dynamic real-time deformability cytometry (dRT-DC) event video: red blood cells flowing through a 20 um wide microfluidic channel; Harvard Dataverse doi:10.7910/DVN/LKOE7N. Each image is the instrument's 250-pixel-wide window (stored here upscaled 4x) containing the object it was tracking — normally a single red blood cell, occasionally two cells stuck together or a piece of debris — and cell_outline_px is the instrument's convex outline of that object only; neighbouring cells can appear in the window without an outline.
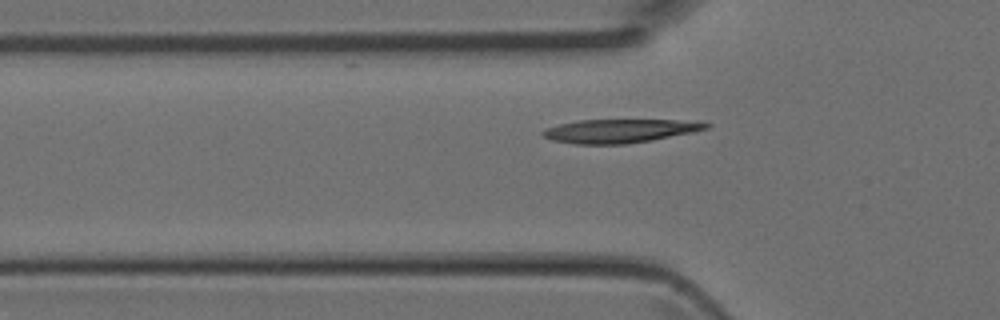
{"species": "Egyptian fruit bat (a non-hibernating species)", "species_latin": "Rousettus aegyptiacus", "temperature_condition": "room temperature", "stored_images_in_passage": 33, "camera_frame_rate_fps": 3000, "um_per_image_px": 0.085, "animal": {"sex": "female"}, "frame": {"image": 1, "passage_image": 4, "time_ms": 1.0, "image_size_px": [1000, 320], "cell_outline_px": [[712, 124], [708, 128], [692, 132], [652, 140], [628, 144], [572, 144], [552, 140], [544, 136], [540, 132], [544, 128], [560, 124], [580, 120], [700, 120]], "centroid_in_image_um": [52.71, 11.12], "position_along_channel_um": 73.1, "area_um2": 22.66}}
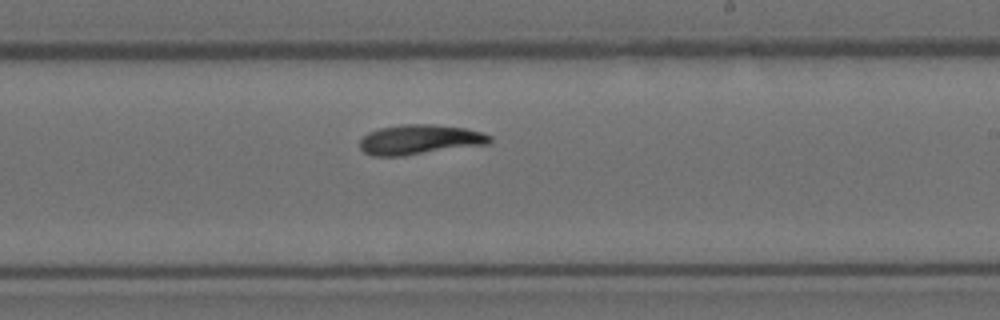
{"frame": {"image": 2, "passage_image": 16, "time_ms": 5.0, "image_size_px": [1000, 320], "cell_outline_px": [[492, 140], [488, 144], [404, 156], [372, 156], [364, 152], [360, 148], [360, 140], [368, 132], [380, 128], [400, 124], [432, 124], [464, 128], [480, 132], [492, 136]], "centroid_in_image_um": [35.66, 11.87], "position_along_channel_um": 253.3, "area_um2": 22.66}}
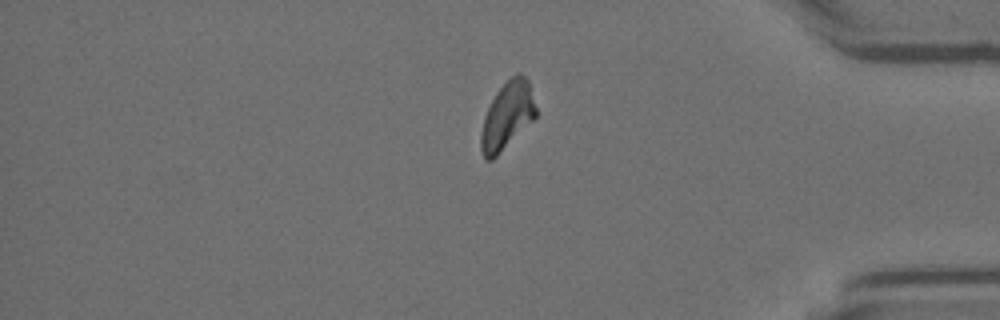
{"frame": {"image": 3, "passage_image": 27, "time_ms": 8.667, "image_size_px": [1000, 320], "cell_outline_px": [[536, 116], [492, 160], [484, 160], [480, 148], [480, 136], [484, 116], [496, 92], [516, 72], [520, 72], [528, 80], [536, 108]], "centroid_in_image_um": [43.08, 9.83], "position_along_channel_um": 392.1, "area_um2": 21.15}}